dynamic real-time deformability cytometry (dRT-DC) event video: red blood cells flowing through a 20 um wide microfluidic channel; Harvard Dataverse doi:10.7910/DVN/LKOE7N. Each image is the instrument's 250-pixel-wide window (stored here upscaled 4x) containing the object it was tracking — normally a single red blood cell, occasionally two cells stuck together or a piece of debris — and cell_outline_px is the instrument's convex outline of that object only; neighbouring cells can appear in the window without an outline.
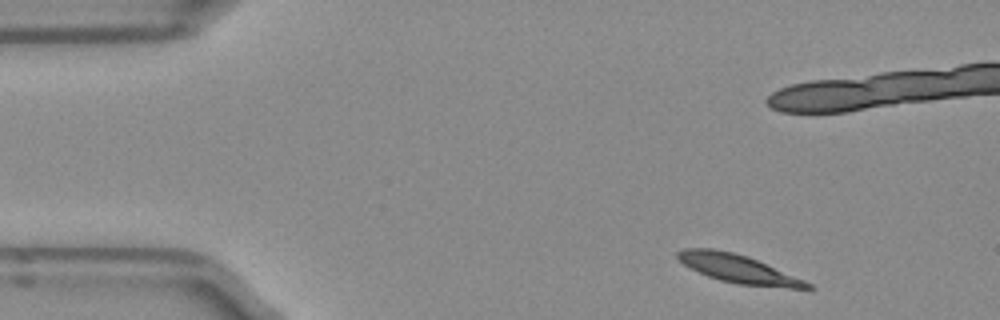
{"species": "Egyptian fruit bat (a non-hibernating species)", "species_latin": "Rousettus aegyptiacus", "temperature_condition": "room temperature", "stored_images_in_passage": 7, "camera_frame_rate_fps": 3000, "um_per_image_px": 0.085, "frame": {"image": 1, "passage_image": 1, "time_ms": 0.0, "image_size_px": [1000, 320], "cell_outline_px": [[816, 288], [788, 288], [736, 284], [720, 280], [708, 276], [684, 264], [676, 256], [676, 252], [684, 248], [712, 248], [732, 252], [748, 256], [804, 280], [812, 284]], "centroid_in_image_um": [62.75, 22.84], "position_along_channel_um": 22.3, "area_um2": 21.15}}